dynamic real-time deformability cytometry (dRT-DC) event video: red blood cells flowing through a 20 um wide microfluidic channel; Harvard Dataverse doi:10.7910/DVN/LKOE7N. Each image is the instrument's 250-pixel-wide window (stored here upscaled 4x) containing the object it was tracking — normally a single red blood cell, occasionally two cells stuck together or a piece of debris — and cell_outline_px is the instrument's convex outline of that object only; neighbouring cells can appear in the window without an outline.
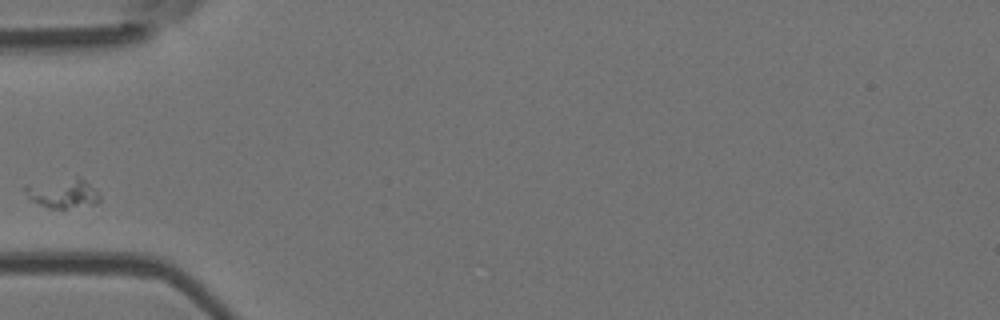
{"species": "Egyptian fruit bat (a non-hibernating species)", "species_latin": "Rousettus aegyptiacus", "temperature_condition": "room temperature", "stored_images_in_passage": 10, "camera_frame_rate_fps": 3000, "um_per_image_px": 0.085, "animal": {"sex": "female"}, "frame": {"image": 1, "passage_image": 1, "time_ms": 0.0, "image_size_px": [1000, 320], "cell_outline_px": [[100, 200], [96, 204], [64, 208], [52, 208], [40, 204], [32, 200], [28, 196], [24, 188], [76, 176], [84, 180], [100, 196]], "centroid_in_image_um": [5.42, 16.45], "position_along_channel_um": 79.6, "area_um2": 11.91}}
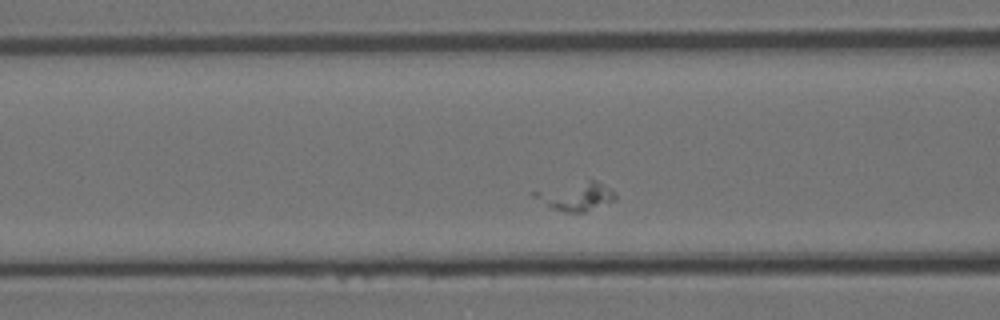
{"frame": {"image": 2, "passage_image": 4, "time_ms": 1.0, "image_size_px": [1000, 320], "cell_outline_px": [[616, 200], [584, 212], [564, 212], [552, 208], [532, 196], [532, 192], [588, 180], [596, 180], [608, 188], [616, 196]], "centroid_in_image_um": [48.98, 16.7], "position_along_channel_um": 117.6, "area_um2": 12.95}}
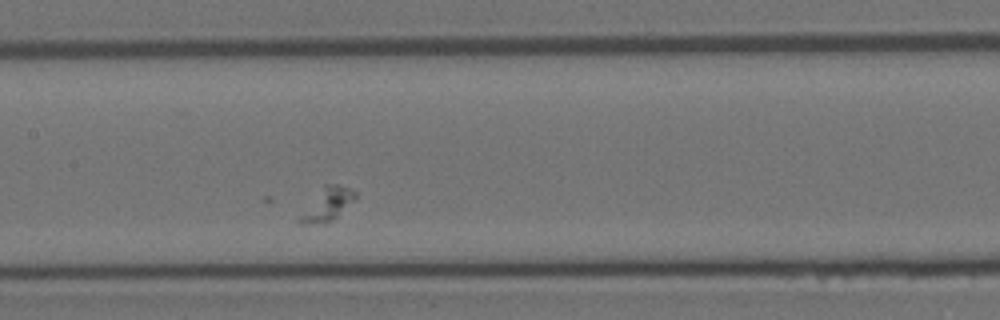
{"frame": {"image": 3, "passage_image": 9, "time_ms": 2.667, "image_size_px": [1000, 320], "cell_outline_px": [[356, 196], [336, 216], [324, 224], [300, 224], [296, 220], [324, 184], [340, 184], [356, 192]], "centroid_in_image_um": [27.76, 17.37], "position_along_channel_um": 179.6, "area_um2": 10.23}}